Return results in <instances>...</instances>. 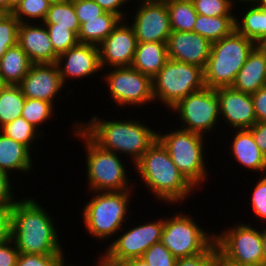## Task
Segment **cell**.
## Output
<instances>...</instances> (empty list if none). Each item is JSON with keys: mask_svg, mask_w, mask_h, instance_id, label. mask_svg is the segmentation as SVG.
<instances>
[{"mask_svg": "<svg viewBox=\"0 0 266 266\" xmlns=\"http://www.w3.org/2000/svg\"><path fill=\"white\" fill-rule=\"evenodd\" d=\"M139 112L138 110L136 118L126 114V119L125 116L111 119L109 116L102 118V116L94 114L88 120L84 121L79 118L73 121L71 126H79L101 148L126 157V160H129L134 166L156 142L158 139L156 129H159V126L153 128L155 125L149 126L147 121L144 119L142 121L139 118ZM137 115H139L138 118Z\"/></svg>", "mask_w": 266, "mask_h": 266, "instance_id": "1", "label": "cell"}, {"mask_svg": "<svg viewBox=\"0 0 266 266\" xmlns=\"http://www.w3.org/2000/svg\"><path fill=\"white\" fill-rule=\"evenodd\" d=\"M33 197L27 194V197L21 196L15 203L11 239L19 253L66 255L63 251L67 246L62 245L65 242L57 228L60 227L59 223L54 221L55 216L46 209L47 206L43 207L42 201L37 199L39 195Z\"/></svg>", "mask_w": 266, "mask_h": 266, "instance_id": "2", "label": "cell"}, {"mask_svg": "<svg viewBox=\"0 0 266 266\" xmlns=\"http://www.w3.org/2000/svg\"><path fill=\"white\" fill-rule=\"evenodd\" d=\"M134 184L142 190L147 189V194L155 202L163 203L166 207L185 205L189 198H193L195 191H199L181 174L172 162L167 149L157 139L156 142L143 154L141 159L134 165ZM139 181V182H138ZM138 182V183H136ZM141 182V183H140ZM140 183V186H138ZM138 184V185H136ZM141 184L143 186H141ZM146 187V188H145ZM158 198V199H157ZM186 200V201H185ZM181 203V204H180ZM168 205V206H167Z\"/></svg>", "mask_w": 266, "mask_h": 266, "instance_id": "3", "label": "cell"}, {"mask_svg": "<svg viewBox=\"0 0 266 266\" xmlns=\"http://www.w3.org/2000/svg\"><path fill=\"white\" fill-rule=\"evenodd\" d=\"M70 137L81 140L85 151V179L88 192H112L135 190L133 165L122 156L97 145L79 126L72 125ZM72 134V135H71ZM85 152V153H84ZM125 160V161H124ZM128 168H130L128 170ZM87 176V177H86Z\"/></svg>", "mask_w": 266, "mask_h": 266, "instance_id": "4", "label": "cell"}, {"mask_svg": "<svg viewBox=\"0 0 266 266\" xmlns=\"http://www.w3.org/2000/svg\"><path fill=\"white\" fill-rule=\"evenodd\" d=\"M89 193L87 192L89 198L84 206L82 205L79 217L82 218L84 232L89 235L88 237L96 239L97 242L99 240V245L104 243L105 249L136 211L130 210L134 190Z\"/></svg>", "mask_w": 266, "mask_h": 266, "instance_id": "5", "label": "cell"}, {"mask_svg": "<svg viewBox=\"0 0 266 266\" xmlns=\"http://www.w3.org/2000/svg\"><path fill=\"white\" fill-rule=\"evenodd\" d=\"M166 126L172 130L164 129L165 131H163L160 128L158 140L167 149L172 162L181 174L197 190L199 189V192L200 190L203 192V186L207 185L212 172L210 170H213L208 168L211 165H207L209 157L208 152H206L208 150L207 143L211 142V139L195 132L180 129L178 126L175 128V125L166 124Z\"/></svg>", "mask_w": 266, "mask_h": 266, "instance_id": "6", "label": "cell"}, {"mask_svg": "<svg viewBox=\"0 0 266 266\" xmlns=\"http://www.w3.org/2000/svg\"><path fill=\"white\" fill-rule=\"evenodd\" d=\"M257 46L236 29L228 36L213 42L204 69L205 87H231L249 54Z\"/></svg>", "mask_w": 266, "mask_h": 266, "instance_id": "7", "label": "cell"}, {"mask_svg": "<svg viewBox=\"0 0 266 266\" xmlns=\"http://www.w3.org/2000/svg\"><path fill=\"white\" fill-rule=\"evenodd\" d=\"M133 219L134 217L126 223L116 237L105 247L106 249L103 250L101 247L100 254L97 253V260L103 266H118L126 260L141 258L149 247L161 241L164 228L163 215H159L153 220L146 217L143 222L140 217L138 220L141 221L140 224L134 222ZM131 221L133 224H129ZM125 227L127 228L125 229Z\"/></svg>", "mask_w": 266, "mask_h": 266, "instance_id": "8", "label": "cell"}, {"mask_svg": "<svg viewBox=\"0 0 266 266\" xmlns=\"http://www.w3.org/2000/svg\"><path fill=\"white\" fill-rule=\"evenodd\" d=\"M204 88L203 68L170 58L152 78L154 102L156 106H164L165 112L179 100Z\"/></svg>", "mask_w": 266, "mask_h": 266, "instance_id": "9", "label": "cell"}, {"mask_svg": "<svg viewBox=\"0 0 266 266\" xmlns=\"http://www.w3.org/2000/svg\"><path fill=\"white\" fill-rule=\"evenodd\" d=\"M180 206L171 211L170 213L173 212L171 215L170 213L164 215V228L160 241L176 259L201 254L215 242V232H209L203 227V223L199 224L200 221H196L191 212L183 213L181 209L179 210Z\"/></svg>", "mask_w": 266, "mask_h": 266, "instance_id": "10", "label": "cell"}, {"mask_svg": "<svg viewBox=\"0 0 266 266\" xmlns=\"http://www.w3.org/2000/svg\"><path fill=\"white\" fill-rule=\"evenodd\" d=\"M105 70V71H104ZM100 83L105 85V92L108 95L107 101L116 106L119 111L117 117L122 115L121 110L145 108L155 106L152 94V79L132 67H112L102 69ZM110 97L111 100H108ZM153 104V105H152ZM148 105V106H147ZM138 107V108H137ZM120 113V114H119Z\"/></svg>", "mask_w": 266, "mask_h": 266, "instance_id": "11", "label": "cell"}, {"mask_svg": "<svg viewBox=\"0 0 266 266\" xmlns=\"http://www.w3.org/2000/svg\"><path fill=\"white\" fill-rule=\"evenodd\" d=\"M166 113H173L171 116L174 115V117L171 119L174 124L176 117L175 122L178 124L175 126L180 125L178 128L201 134L207 138L212 137L214 139L218 137L221 131L219 99L216 90L212 88L205 87L189 94L186 98L179 100ZM217 128L219 129L217 130ZM215 135L216 137H214Z\"/></svg>", "mask_w": 266, "mask_h": 266, "instance_id": "12", "label": "cell"}, {"mask_svg": "<svg viewBox=\"0 0 266 266\" xmlns=\"http://www.w3.org/2000/svg\"><path fill=\"white\" fill-rule=\"evenodd\" d=\"M235 222L231 226L223 225L221 231H215V243L221 255V264L264 263L260 225H253L249 218L247 223L245 220Z\"/></svg>", "mask_w": 266, "mask_h": 266, "instance_id": "13", "label": "cell"}, {"mask_svg": "<svg viewBox=\"0 0 266 266\" xmlns=\"http://www.w3.org/2000/svg\"><path fill=\"white\" fill-rule=\"evenodd\" d=\"M136 2L138 4H134ZM134 3L126 20L130 22L137 42L167 43L172 30L166 1L136 0Z\"/></svg>", "mask_w": 266, "mask_h": 266, "instance_id": "14", "label": "cell"}, {"mask_svg": "<svg viewBox=\"0 0 266 266\" xmlns=\"http://www.w3.org/2000/svg\"><path fill=\"white\" fill-rule=\"evenodd\" d=\"M56 65L58 66L64 86H68L67 90L71 94L74 93L73 91H76L69 87L73 81L76 82L75 80H77L79 83L82 79H97L95 76L101 77L100 74H103L100 65L99 47L93 44L78 43L76 46L60 54ZM68 81H71L70 84Z\"/></svg>", "mask_w": 266, "mask_h": 266, "instance_id": "15", "label": "cell"}, {"mask_svg": "<svg viewBox=\"0 0 266 266\" xmlns=\"http://www.w3.org/2000/svg\"><path fill=\"white\" fill-rule=\"evenodd\" d=\"M18 86L25 98L42 99L52 103L55 107L57 103L60 104L58 100L61 101L67 96L73 97L69 90H64L67 87L62 82L56 63L32 64ZM62 93L66 94V97Z\"/></svg>", "mask_w": 266, "mask_h": 266, "instance_id": "16", "label": "cell"}, {"mask_svg": "<svg viewBox=\"0 0 266 266\" xmlns=\"http://www.w3.org/2000/svg\"><path fill=\"white\" fill-rule=\"evenodd\" d=\"M137 43L132 26L121 20L98 45L101 68L131 67Z\"/></svg>", "mask_w": 266, "mask_h": 266, "instance_id": "17", "label": "cell"}, {"mask_svg": "<svg viewBox=\"0 0 266 266\" xmlns=\"http://www.w3.org/2000/svg\"><path fill=\"white\" fill-rule=\"evenodd\" d=\"M215 90L219 99L222 131L227 127L229 131L250 129L257 122L251 94L237 91L232 87H220Z\"/></svg>", "mask_w": 266, "mask_h": 266, "instance_id": "18", "label": "cell"}, {"mask_svg": "<svg viewBox=\"0 0 266 266\" xmlns=\"http://www.w3.org/2000/svg\"><path fill=\"white\" fill-rule=\"evenodd\" d=\"M228 132L224 130L222 133L226 134V139L229 138V136L227 137L228 134L232 135L230 136L231 138L227 139V142L223 144V148H225L227 143L229 145L226 146V151H229L226 153L230 154L228 155V158H230L229 160L233 158L232 163L235 161L236 165H238V167L240 166L239 170L240 168L242 170L248 169L246 172L252 171L251 173L254 176L255 174L256 176L257 174L259 176L266 174V156L256 145L252 133L248 129L230 130Z\"/></svg>", "mask_w": 266, "mask_h": 266, "instance_id": "19", "label": "cell"}, {"mask_svg": "<svg viewBox=\"0 0 266 266\" xmlns=\"http://www.w3.org/2000/svg\"><path fill=\"white\" fill-rule=\"evenodd\" d=\"M168 58L205 69L212 43L193 31H172L167 40Z\"/></svg>", "mask_w": 266, "mask_h": 266, "instance_id": "20", "label": "cell"}, {"mask_svg": "<svg viewBox=\"0 0 266 266\" xmlns=\"http://www.w3.org/2000/svg\"><path fill=\"white\" fill-rule=\"evenodd\" d=\"M17 44L33 64L56 63L55 53L47 28L43 22L20 23Z\"/></svg>", "mask_w": 266, "mask_h": 266, "instance_id": "21", "label": "cell"}, {"mask_svg": "<svg viewBox=\"0 0 266 266\" xmlns=\"http://www.w3.org/2000/svg\"><path fill=\"white\" fill-rule=\"evenodd\" d=\"M33 154L34 153H31L25 145L7 137L0 131L1 172L7 173L11 177L15 178V180L17 173L21 174V176H24L25 174L31 176L36 168L34 167L36 162L34 163L35 159H33ZM30 172H32V174Z\"/></svg>", "mask_w": 266, "mask_h": 266, "instance_id": "22", "label": "cell"}, {"mask_svg": "<svg viewBox=\"0 0 266 266\" xmlns=\"http://www.w3.org/2000/svg\"><path fill=\"white\" fill-rule=\"evenodd\" d=\"M266 86V62L263 53L255 47L241 67L233 85V89L253 94Z\"/></svg>", "mask_w": 266, "mask_h": 266, "instance_id": "23", "label": "cell"}, {"mask_svg": "<svg viewBox=\"0 0 266 266\" xmlns=\"http://www.w3.org/2000/svg\"><path fill=\"white\" fill-rule=\"evenodd\" d=\"M235 10L236 30L256 44L262 42L266 37V8L259 4L242 5Z\"/></svg>", "mask_w": 266, "mask_h": 266, "instance_id": "24", "label": "cell"}, {"mask_svg": "<svg viewBox=\"0 0 266 266\" xmlns=\"http://www.w3.org/2000/svg\"><path fill=\"white\" fill-rule=\"evenodd\" d=\"M167 59L166 43L138 42L131 67L152 79Z\"/></svg>", "mask_w": 266, "mask_h": 266, "instance_id": "25", "label": "cell"}, {"mask_svg": "<svg viewBox=\"0 0 266 266\" xmlns=\"http://www.w3.org/2000/svg\"><path fill=\"white\" fill-rule=\"evenodd\" d=\"M33 63L25 51L16 44L9 47L0 59V77L5 85H18Z\"/></svg>", "mask_w": 266, "mask_h": 266, "instance_id": "26", "label": "cell"}, {"mask_svg": "<svg viewBox=\"0 0 266 266\" xmlns=\"http://www.w3.org/2000/svg\"><path fill=\"white\" fill-rule=\"evenodd\" d=\"M122 19L111 12H104L96 19L86 20L80 25L77 34L79 43L99 45L113 29L119 24Z\"/></svg>", "mask_w": 266, "mask_h": 266, "instance_id": "27", "label": "cell"}, {"mask_svg": "<svg viewBox=\"0 0 266 266\" xmlns=\"http://www.w3.org/2000/svg\"><path fill=\"white\" fill-rule=\"evenodd\" d=\"M236 29L235 16L197 15L193 32L201 35L211 43L228 36Z\"/></svg>", "mask_w": 266, "mask_h": 266, "instance_id": "28", "label": "cell"}, {"mask_svg": "<svg viewBox=\"0 0 266 266\" xmlns=\"http://www.w3.org/2000/svg\"><path fill=\"white\" fill-rule=\"evenodd\" d=\"M0 131L4 133L7 137L15 140L18 143L25 145L32 153L33 152L34 154L41 153V152H36L37 151L36 148L39 149V147H42L39 146L37 142L38 140L40 141L42 138L45 139L44 138L45 136H43L33 125H31L22 116L17 117L12 122L4 125L0 129Z\"/></svg>", "mask_w": 266, "mask_h": 266, "instance_id": "29", "label": "cell"}, {"mask_svg": "<svg viewBox=\"0 0 266 266\" xmlns=\"http://www.w3.org/2000/svg\"><path fill=\"white\" fill-rule=\"evenodd\" d=\"M57 108L50 102L42 99L26 98L21 116L33 125L43 136H46L44 125H48L56 116ZM56 112V113H55ZM56 114V115H55ZM48 123V124H47ZM45 130V132L43 131Z\"/></svg>", "mask_w": 266, "mask_h": 266, "instance_id": "30", "label": "cell"}, {"mask_svg": "<svg viewBox=\"0 0 266 266\" xmlns=\"http://www.w3.org/2000/svg\"><path fill=\"white\" fill-rule=\"evenodd\" d=\"M25 99L18 85H5L0 90V129L21 116Z\"/></svg>", "mask_w": 266, "mask_h": 266, "instance_id": "31", "label": "cell"}, {"mask_svg": "<svg viewBox=\"0 0 266 266\" xmlns=\"http://www.w3.org/2000/svg\"><path fill=\"white\" fill-rule=\"evenodd\" d=\"M172 31H193L197 12L192 0H165Z\"/></svg>", "mask_w": 266, "mask_h": 266, "instance_id": "32", "label": "cell"}, {"mask_svg": "<svg viewBox=\"0 0 266 266\" xmlns=\"http://www.w3.org/2000/svg\"><path fill=\"white\" fill-rule=\"evenodd\" d=\"M44 24H56V27H68L76 35L80 29V22L75 13L73 3L57 2L51 3Z\"/></svg>", "mask_w": 266, "mask_h": 266, "instance_id": "33", "label": "cell"}, {"mask_svg": "<svg viewBox=\"0 0 266 266\" xmlns=\"http://www.w3.org/2000/svg\"><path fill=\"white\" fill-rule=\"evenodd\" d=\"M255 177L256 179L258 177V179L255 180L256 183L255 181L253 182V180L251 181L252 183H254V185L251 184L252 187L249 188L252 190L251 193H247L248 195H250L249 199L247 197L245 199V201L249 200V202L244 203H246V206L247 204H249L248 206H250L249 208L253 212L251 215L254 216H252L251 219L256 221H253L252 224L260 223L261 225L262 222L263 224H266V174L260 175V177L259 175H257Z\"/></svg>", "mask_w": 266, "mask_h": 266, "instance_id": "34", "label": "cell"}, {"mask_svg": "<svg viewBox=\"0 0 266 266\" xmlns=\"http://www.w3.org/2000/svg\"><path fill=\"white\" fill-rule=\"evenodd\" d=\"M50 5L48 0H22L12 14L20 23L43 22Z\"/></svg>", "mask_w": 266, "mask_h": 266, "instance_id": "35", "label": "cell"}, {"mask_svg": "<svg viewBox=\"0 0 266 266\" xmlns=\"http://www.w3.org/2000/svg\"><path fill=\"white\" fill-rule=\"evenodd\" d=\"M45 26L58 56L79 43L77 35L68 27H56V24H45Z\"/></svg>", "mask_w": 266, "mask_h": 266, "instance_id": "36", "label": "cell"}, {"mask_svg": "<svg viewBox=\"0 0 266 266\" xmlns=\"http://www.w3.org/2000/svg\"><path fill=\"white\" fill-rule=\"evenodd\" d=\"M197 14L206 16H235L230 0H192Z\"/></svg>", "mask_w": 266, "mask_h": 266, "instance_id": "37", "label": "cell"}, {"mask_svg": "<svg viewBox=\"0 0 266 266\" xmlns=\"http://www.w3.org/2000/svg\"><path fill=\"white\" fill-rule=\"evenodd\" d=\"M19 26V20L12 13L0 22V59L9 47L17 44Z\"/></svg>", "mask_w": 266, "mask_h": 266, "instance_id": "38", "label": "cell"}, {"mask_svg": "<svg viewBox=\"0 0 266 266\" xmlns=\"http://www.w3.org/2000/svg\"><path fill=\"white\" fill-rule=\"evenodd\" d=\"M175 266H221V255L214 242L201 254L177 259Z\"/></svg>", "mask_w": 266, "mask_h": 266, "instance_id": "39", "label": "cell"}, {"mask_svg": "<svg viewBox=\"0 0 266 266\" xmlns=\"http://www.w3.org/2000/svg\"><path fill=\"white\" fill-rule=\"evenodd\" d=\"M149 266H175L177 259L161 242L149 247L141 257Z\"/></svg>", "mask_w": 266, "mask_h": 266, "instance_id": "40", "label": "cell"}, {"mask_svg": "<svg viewBox=\"0 0 266 266\" xmlns=\"http://www.w3.org/2000/svg\"><path fill=\"white\" fill-rule=\"evenodd\" d=\"M67 256L20 253L16 266H59Z\"/></svg>", "mask_w": 266, "mask_h": 266, "instance_id": "41", "label": "cell"}, {"mask_svg": "<svg viewBox=\"0 0 266 266\" xmlns=\"http://www.w3.org/2000/svg\"><path fill=\"white\" fill-rule=\"evenodd\" d=\"M73 7L80 25L85 23L86 20L96 19V17L101 16L105 12V10L93 0L73 2Z\"/></svg>", "mask_w": 266, "mask_h": 266, "instance_id": "42", "label": "cell"}, {"mask_svg": "<svg viewBox=\"0 0 266 266\" xmlns=\"http://www.w3.org/2000/svg\"><path fill=\"white\" fill-rule=\"evenodd\" d=\"M14 183L17 185L18 182L7 173L0 171V205H15L19 199L20 196H18V193L15 191L18 186Z\"/></svg>", "mask_w": 266, "mask_h": 266, "instance_id": "43", "label": "cell"}, {"mask_svg": "<svg viewBox=\"0 0 266 266\" xmlns=\"http://www.w3.org/2000/svg\"><path fill=\"white\" fill-rule=\"evenodd\" d=\"M14 205H0V244L11 239Z\"/></svg>", "mask_w": 266, "mask_h": 266, "instance_id": "44", "label": "cell"}, {"mask_svg": "<svg viewBox=\"0 0 266 266\" xmlns=\"http://www.w3.org/2000/svg\"><path fill=\"white\" fill-rule=\"evenodd\" d=\"M93 1H95L106 12L114 13L118 15L122 20H125L127 14L131 13L129 6L127 5L133 3L131 2L132 0H93Z\"/></svg>", "mask_w": 266, "mask_h": 266, "instance_id": "45", "label": "cell"}, {"mask_svg": "<svg viewBox=\"0 0 266 266\" xmlns=\"http://www.w3.org/2000/svg\"><path fill=\"white\" fill-rule=\"evenodd\" d=\"M19 254L12 239L0 244V266H16Z\"/></svg>", "mask_w": 266, "mask_h": 266, "instance_id": "46", "label": "cell"}, {"mask_svg": "<svg viewBox=\"0 0 266 266\" xmlns=\"http://www.w3.org/2000/svg\"><path fill=\"white\" fill-rule=\"evenodd\" d=\"M257 122H266V86L251 94Z\"/></svg>", "mask_w": 266, "mask_h": 266, "instance_id": "47", "label": "cell"}, {"mask_svg": "<svg viewBox=\"0 0 266 266\" xmlns=\"http://www.w3.org/2000/svg\"><path fill=\"white\" fill-rule=\"evenodd\" d=\"M248 130L252 133L256 145L266 156V122H256Z\"/></svg>", "mask_w": 266, "mask_h": 266, "instance_id": "48", "label": "cell"}, {"mask_svg": "<svg viewBox=\"0 0 266 266\" xmlns=\"http://www.w3.org/2000/svg\"><path fill=\"white\" fill-rule=\"evenodd\" d=\"M118 266H149L142 258L137 259H129L122 263H120Z\"/></svg>", "mask_w": 266, "mask_h": 266, "instance_id": "49", "label": "cell"}, {"mask_svg": "<svg viewBox=\"0 0 266 266\" xmlns=\"http://www.w3.org/2000/svg\"><path fill=\"white\" fill-rule=\"evenodd\" d=\"M259 1L260 0H230V3L236 9L237 7L242 5H258Z\"/></svg>", "mask_w": 266, "mask_h": 266, "instance_id": "50", "label": "cell"}, {"mask_svg": "<svg viewBox=\"0 0 266 266\" xmlns=\"http://www.w3.org/2000/svg\"><path fill=\"white\" fill-rule=\"evenodd\" d=\"M260 226H261L260 228H261L262 247L264 253V263H266V225L262 223Z\"/></svg>", "mask_w": 266, "mask_h": 266, "instance_id": "51", "label": "cell"}, {"mask_svg": "<svg viewBox=\"0 0 266 266\" xmlns=\"http://www.w3.org/2000/svg\"><path fill=\"white\" fill-rule=\"evenodd\" d=\"M11 13L0 6V22L3 21L6 17H8Z\"/></svg>", "mask_w": 266, "mask_h": 266, "instance_id": "52", "label": "cell"}, {"mask_svg": "<svg viewBox=\"0 0 266 266\" xmlns=\"http://www.w3.org/2000/svg\"><path fill=\"white\" fill-rule=\"evenodd\" d=\"M71 261V259L69 260V262H68V256H67V258H65L60 264H59V266H83V265H79V263L78 264H74V262H70ZM84 266H87V265H84Z\"/></svg>", "mask_w": 266, "mask_h": 266, "instance_id": "53", "label": "cell"}, {"mask_svg": "<svg viewBox=\"0 0 266 266\" xmlns=\"http://www.w3.org/2000/svg\"><path fill=\"white\" fill-rule=\"evenodd\" d=\"M22 0H9V12L12 13L14 8L21 2Z\"/></svg>", "mask_w": 266, "mask_h": 266, "instance_id": "54", "label": "cell"}, {"mask_svg": "<svg viewBox=\"0 0 266 266\" xmlns=\"http://www.w3.org/2000/svg\"><path fill=\"white\" fill-rule=\"evenodd\" d=\"M221 266H266V263H260V264H249V265H234V264H221Z\"/></svg>", "mask_w": 266, "mask_h": 266, "instance_id": "55", "label": "cell"}, {"mask_svg": "<svg viewBox=\"0 0 266 266\" xmlns=\"http://www.w3.org/2000/svg\"><path fill=\"white\" fill-rule=\"evenodd\" d=\"M0 6L9 11V0H0Z\"/></svg>", "mask_w": 266, "mask_h": 266, "instance_id": "56", "label": "cell"}, {"mask_svg": "<svg viewBox=\"0 0 266 266\" xmlns=\"http://www.w3.org/2000/svg\"><path fill=\"white\" fill-rule=\"evenodd\" d=\"M264 55L265 62H266V46H256Z\"/></svg>", "mask_w": 266, "mask_h": 266, "instance_id": "57", "label": "cell"}, {"mask_svg": "<svg viewBox=\"0 0 266 266\" xmlns=\"http://www.w3.org/2000/svg\"><path fill=\"white\" fill-rule=\"evenodd\" d=\"M95 260V261H94ZM94 260H93V263H91L93 266H103L98 260H97V257H96V259H95V257H94Z\"/></svg>", "mask_w": 266, "mask_h": 266, "instance_id": "58", "label": "cell"}, {"mask_svg": "<svg viewBox=\"0 0 266 266\" xmlns=\"http://www.w3.org/2000/svg\"><path fill=\"white\" fill-rule=\"evenodd\" d=\"M257 46H266V37L263 39L262 42L257 43Z\"/></svg>", "mask_w": 266, "mask_h": 266, "instance_id": "59", "label": "cell"}, {"mask_svg": "<svg viewBox=\"0 0 266 266\" xmlns=\"http://www.w3.org/2000/svg\"><path fill=\"white\" fill-rule=\"evenodd\" d=\"M259 5L266 8V0H260Z\"/></svg>", "mask_w": 266, "mask_h": 266, "instance_id": "60", "label": "cell"}, {"mask_svg": "<svg viewBox=\"0 0 266 266\" xmlns=\"http://www.w3.org/2000/svg\"><path fill=\"white\" fill-rule=\"evenodd\" d=\"M5 86V84L2 82V79L0 77V90Z\"/></svg>", "mask_w": 266, "mask_h": 266, "instance_id": "61", "label": "cell"}, {"mask_svg": "<svg viewBox=\"0 0 266 266\" xmlns=\"http://www.w3.org/2000/svg\"><path fill=\"white\" fill-rule=\"evenodd\" d=\"M48 1H50L51 3H57V2H62L64 0H48Z\"/></svg>", "mask_w": 266, "mask_h": 266, "instance_id": "62", "label": "cell"}, {"mask_svg": "<svg viewBox=\"0 0 266 266\" xmlns=\"http://www.w3.org/2000/svg\"><path fill=\"white\" fill-rule=\"evenodd\" d=\"M65 2H69V3H73V2H76V1H80V0H64Z\"/></svg>", "mask_w": 266, "mask_h": 266, "instance_id": "63", "label": "cell"}]
</instances>
